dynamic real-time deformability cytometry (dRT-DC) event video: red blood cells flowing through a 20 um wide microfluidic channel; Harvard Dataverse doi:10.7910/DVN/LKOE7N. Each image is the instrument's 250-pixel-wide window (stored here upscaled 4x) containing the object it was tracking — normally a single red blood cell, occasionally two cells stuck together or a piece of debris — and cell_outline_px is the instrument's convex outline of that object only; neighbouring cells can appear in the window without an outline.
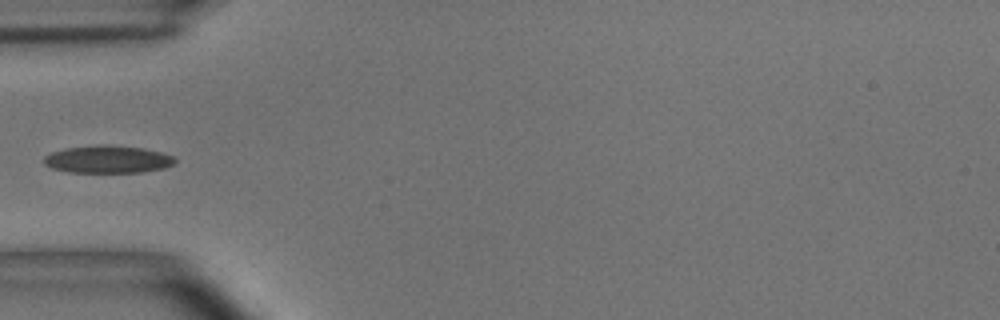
{"species": "common noctule bat (a hibernating species)", "species_latin": "Nyctalus noctula", "temperature_condition": "room temperature", "stored_images_in_passage": 3, "camera_frame_rate_fps": 3000, "um_per_image_px": 0.085, "animal": {"sex": "male", "body_mass_g": 15.6}, "frame": {"image": 1, "passage_image": 2, "time_ms": 0.333, "image_size_px": [1000, 320], "cell_outline_px": [[176, 164], [164, 168], [144, 172], [68, 172], [52, 168], [44, 164], [44, 156], [52, 152], [64, 148], [100, 144], [108, 144], [144, 148], [160, 152], [172, 156], [176, 160]], "centroid_in_image_um": [9.16, 13.53], "position_along_channel_um": 75.8, "area_um2": 21.21}}
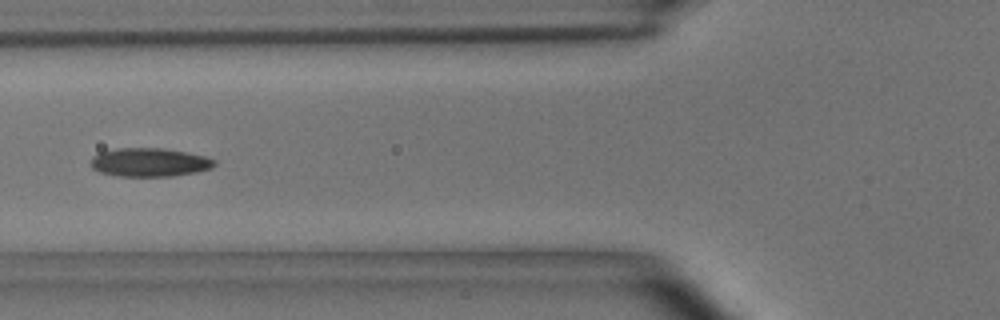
{"frame": {"image": 2, "passage_image": 3, "time_ms": 0.667, "image_size_px": [1000, 320], "cell_outline_px": [[216, 164], [212, 168], [196, 172], [172, 176], [116, 176], [100, 172], [92, 168], [92, 156], [100, 152], [116, 148], [164, 148], [204, 156], [216, 160]], "centroid_in_image_um": [12.71, 13.8], "position_along_channel_um": 113.1, "area_um2": 20.58}}